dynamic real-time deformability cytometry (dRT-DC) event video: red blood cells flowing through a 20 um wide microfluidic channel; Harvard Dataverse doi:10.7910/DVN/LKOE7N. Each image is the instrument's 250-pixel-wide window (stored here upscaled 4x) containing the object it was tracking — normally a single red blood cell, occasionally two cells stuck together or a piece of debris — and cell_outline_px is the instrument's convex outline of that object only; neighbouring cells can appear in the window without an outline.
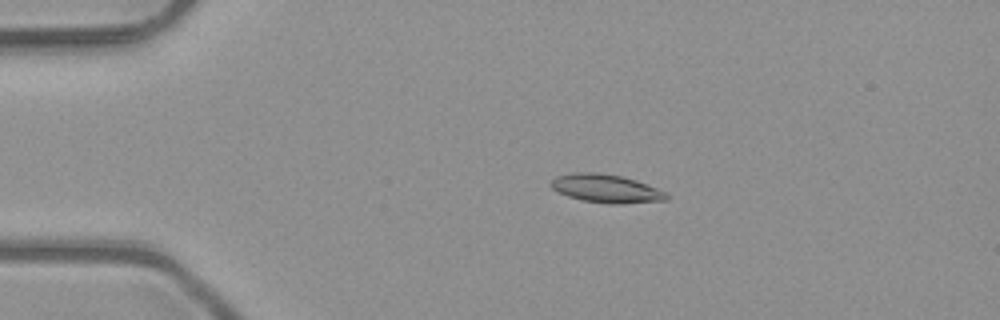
{"species": "common noctule bat (a hibernating species)", "species_latin": "Nyctalus noctula", "temperature_condition": "room temperature", "stored_images_in_passage": 4, "camera_frame_rate_fps": 3000, "um_per_image_px": 0.085, "animal": {"sex": "male", "body_mass_g": 23.1, "forearm_length_mm": 52.7}, "frame": {"image": 1, "passage_image": 3, "time_ms": 0.667, "image_size_px": [1000, 320], "cell_outline_px": [[668, 200], [616, 204], [584, 200], [568, 196], [552, 188], [552, 180], [556, 176], [572, 172], [600, 172], [620, 176], [636, 180], [668, 192]], "centroid_in_image_um": [51.56, 16.01], "position_along_channel_um": 33.4, "area_um2": 18.9}}
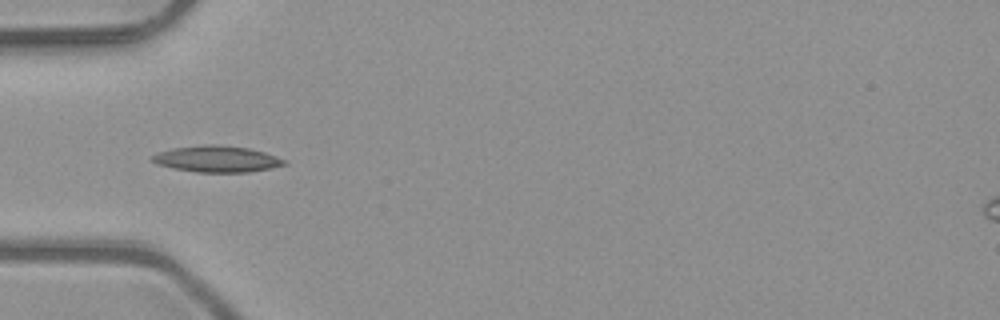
{"frame": {"image": 2, "passage_image": 4, "time_ms": 1.0, "image_size_px": [1000, 320], "cell_outline_px": [[288, 164], [248, 172], [196, 172], [172, 168], [156, 164], [148, 160], [156, 152], [172, 148], [200, 144], [216, 144], [248, 148], [264, 152], [288, 160]], "centroid_in_image_um": [18.38, 13.5], "position_along_channel_um": 66.6, "area_um2": 20.52}}